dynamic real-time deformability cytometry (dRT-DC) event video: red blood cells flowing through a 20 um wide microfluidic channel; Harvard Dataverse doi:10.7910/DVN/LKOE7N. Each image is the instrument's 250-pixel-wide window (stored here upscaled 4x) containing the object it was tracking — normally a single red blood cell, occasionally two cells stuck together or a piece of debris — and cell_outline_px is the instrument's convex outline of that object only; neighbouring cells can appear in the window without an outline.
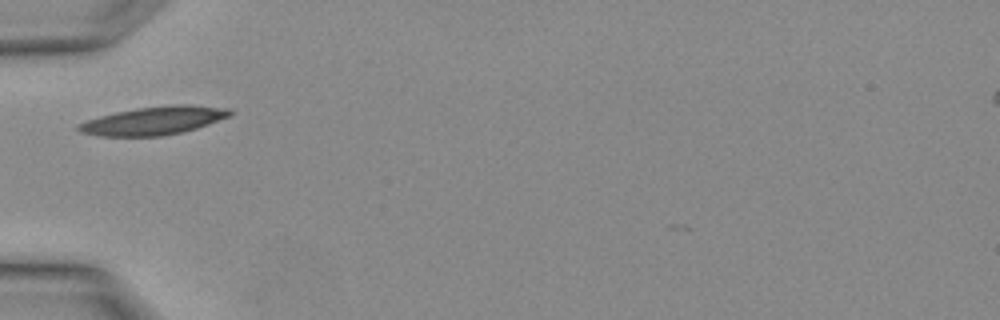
{"species": "Egyptian fruit bat (a non-hibernating species)", "species_latin": "Rousettus aegyptiacus", "temperature_condition": "warm", "stored_images_in_passage": 1, "camera_frame_rate_fps": 3000, "um_per_image_px": 0.085, "animal": {"sex": "female"}, "frame": {"image": 1, "passage_image": 1, "time_ms": 0.0, "image_size_px": [1000, 320], "cell_outline_px": [[232, 116], [196, 128], [180, 132], [160, 136], [100, 136], [80, 132], [76, 128], [76, 124], [84, 120], [116, 112], [136, 108], [172, 104], [192, 104], [232, 108]], "centroid_in_image_um": [13.08, 10.24], "position_along_channel_um": 71.9, "area_um2": 25.2}}